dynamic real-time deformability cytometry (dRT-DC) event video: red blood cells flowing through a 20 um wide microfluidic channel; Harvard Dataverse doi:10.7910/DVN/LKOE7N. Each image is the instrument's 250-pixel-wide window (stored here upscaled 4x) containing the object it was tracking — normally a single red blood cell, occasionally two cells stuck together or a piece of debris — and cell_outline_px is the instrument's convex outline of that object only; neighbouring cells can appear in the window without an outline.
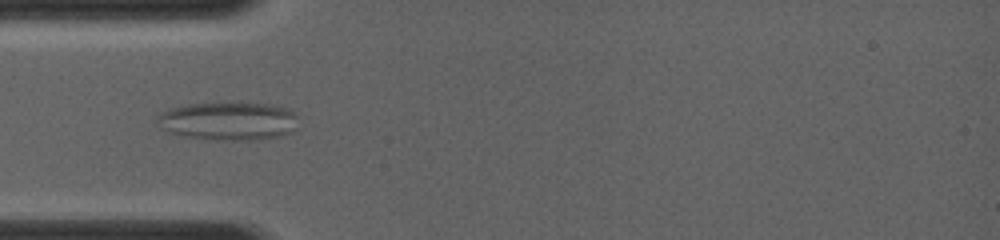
{"species": "common noctule bat (a hibernating species)", "species_latin": "Nyctalus noctula", "temperature_condition": "room temperature", "stored_images_in_passage": 14, "camera_frame_rate_fps": 4000, "um_per_image_px": 0.085, "animal": {"sex": "female", "body_mass_g": 19.0, "forearm_length_mm": 56.7}, "frame": {"image": 1, "passage_image": 9, "time_ms": 1.5, "image_size_px": [1000, 240], "cell_outline_px": [[296, 116], [288, 132], [268, 136], [236, 140], [232, 140], [196, 136], [176, 132], [156, 116], [160, 112], [172, 108], [188, 104], [272, 104], [288, 108]], "centroid_in_image_um": [19.46, 10.23], "position_along_channel_um": 65.5, "area_um2": 28.73}}
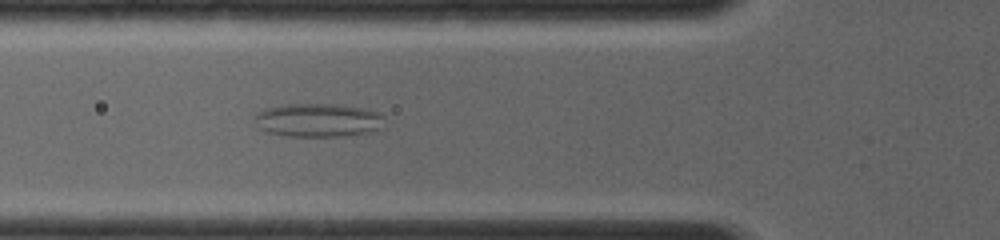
{"frame": {"image": 2, "passage_image": 12, "time_ms": 2.25, "image_size_px": [1000, 240], "cell_outline_px": [[384, 116], [372, 128], [360, 132], [332, 136], [292, 136], [272, 132], [260, 128], [256, 116], [256, 112], [264, 108], [288, 104], [340, 104], [368, 108], [380, 112]], "centroid_in_image_um": [26.97, 10.16], "position_along_channel_um": 98.8, "area_um2": 24.33}}